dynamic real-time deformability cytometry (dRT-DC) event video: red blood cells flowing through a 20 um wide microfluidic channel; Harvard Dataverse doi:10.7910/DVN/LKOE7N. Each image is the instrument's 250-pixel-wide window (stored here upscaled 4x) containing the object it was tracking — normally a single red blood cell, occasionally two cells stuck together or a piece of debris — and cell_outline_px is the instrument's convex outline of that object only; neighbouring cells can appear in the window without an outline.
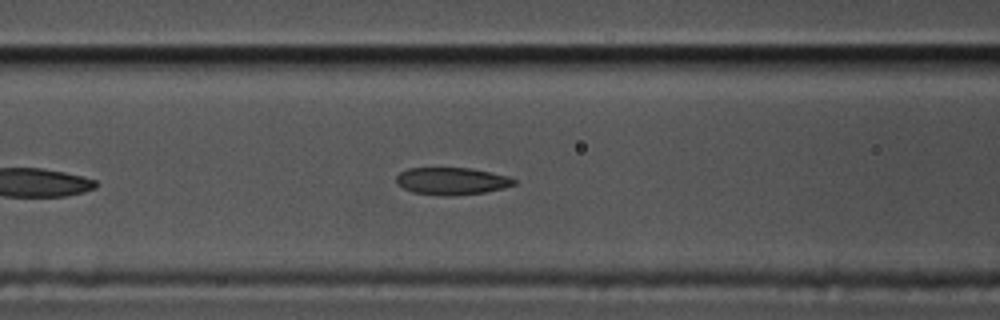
{"species": "common noctule bat (a hibernating species)", "species_latin": "Nyctalus noctula", "temperature_condition": "cold", "stored_images_in_passage": 41, "camera_frame_rate_fps": 3000, "um_per_image_px": 0.085, "animal": {"sex": "male", "body_mass_g": 17.5, "forearm_length_mm": 52.3}, "frame": {"image": 1, "passage_image": 11, "time_ms": 3.333, "image_size_px": [1000, 320], "cell_outline_px": [[516, 184], [504, 188], [484, 192], [452, 196], [448, 196], [412, 192], [396, 184], [396, 176], [400, 172], [408, 168], [472, 168], [508, 176], [516, 180]], "centroid_in_image_um": [38.39, 15.39], "position_along_channel_um": 128.2, "area_um2": 18.73}}
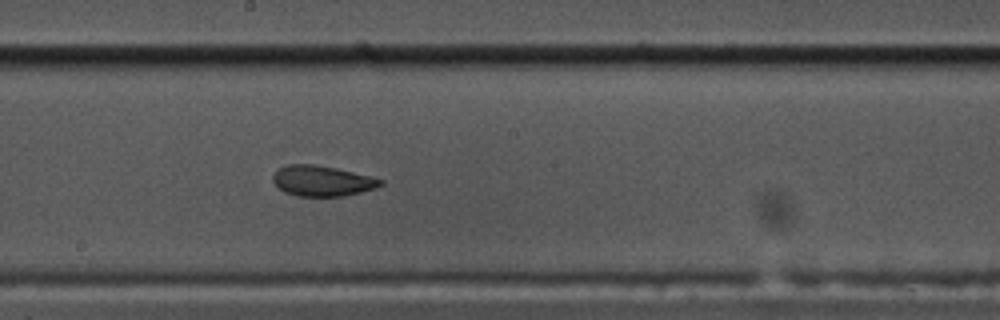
{"frame": {"image": 2, "passage_image": 19, "time_ms": 6.0, "image_size_px": [1000, 320], "cell_outline_px": [[384, 184], [376, 188], [344, 196], [296, 196], [284, 192], [272, 180], [272, 176], [280, 168], [288, 164], [316, 164], [336, 168], [384, 180]], "centroid_in_image_um": [27.38, 15.38], "position_along_channel_um": 220.8, "area_um2": 19.02}}
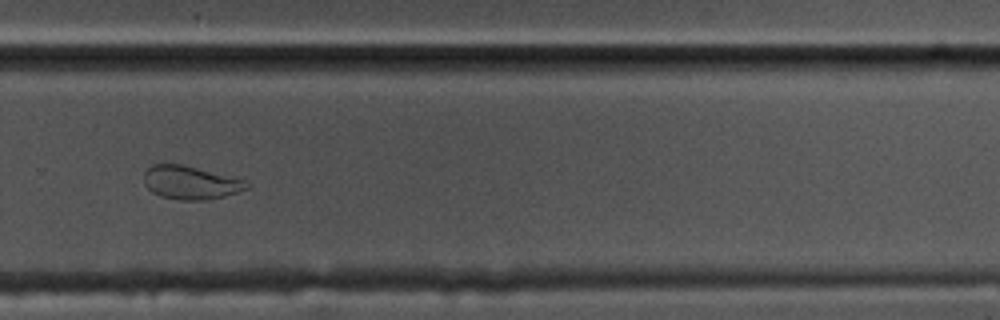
{"frame": {"image": 3, "passage_image": 27, "time_ms": 8.667, "image_size_px": [1000, 320], "cell_outline_px": [[248, 188], [240, 192], [224, 196], [204, 200], [180, 200], [160, 196], [152, 192], [144, 184], [144, 172], [152, 164], [184, 164], [244, 180], [248, 184]], "centroid_in_image_um": [16.17, 15.52], "position_along_channel_um": 313.6, "area_um2": 19.94}, "authors_computed_cell_mechanics": {"area_um2": 19.941, "velocity_mm_per_s": 3.4822, "shape_relaxation_time_tau1_ms": null, "shape_relaxation_time_tau2_ms": 1.4762, "deformation_change_tau1": null, "deformation_change_tau2": 0.051}}